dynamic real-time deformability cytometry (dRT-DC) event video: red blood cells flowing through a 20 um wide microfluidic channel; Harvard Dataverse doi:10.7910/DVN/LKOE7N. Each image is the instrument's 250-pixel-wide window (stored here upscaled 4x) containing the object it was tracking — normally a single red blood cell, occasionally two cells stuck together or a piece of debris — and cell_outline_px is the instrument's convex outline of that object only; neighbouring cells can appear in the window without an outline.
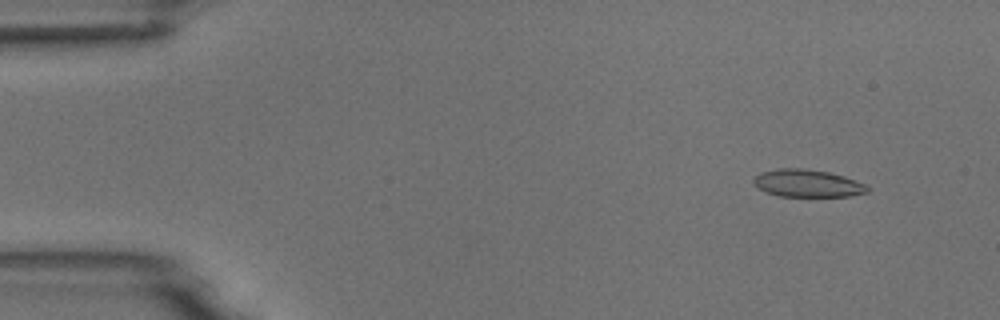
{"species": "common noctule bat (a hibernating species)", "species_latin": "Nyctalus noctula", "temperature_condition": "room temperature", "stored_images_in_passage": 52, "camera_frame_rate_fps": 3000, "um_per_image_px": 0.085, "animal": {"sex": "male", "body_mass_g": 18.8}, "frame": {"image": 1, "passage_image": 3, "time_ms": 0.667, "image_size_px": [1000, 320], "cell_outline_px": [[868, 192], [852, 196], [780, 196], [768, 192], [760, 188], [752, 180], [760, 172], [780, 168], [800, 168], [828, 172], [844, 176], [864, 184], [868, 188]], "centroid_in_image_um": [68.64, 15.58], "position_along_channel_um": 16.4, "area_um2": 17.92}}
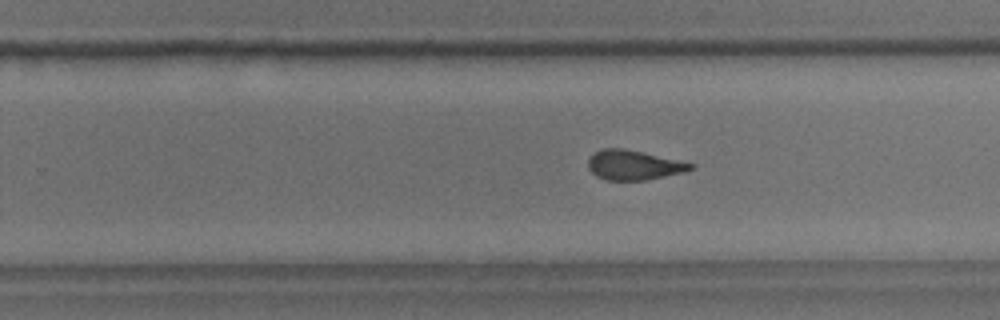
{"frame": {"image": 2, "passage_image": 32, "time_ms": 10.333, "image_size_px": [1000, 320], "cell_outline_px": [[696, 164], [692, 168], [684, 172], [644, 180], [604, 180], [596, 176], [588, 168], [588, 160], [596, 152], [604, 148], [624, 148], [680, 160]], "centroid_in_image_um": [53.87, 14.03], "position_along_channel_um": 275.9, "area_um2": 17.63}}
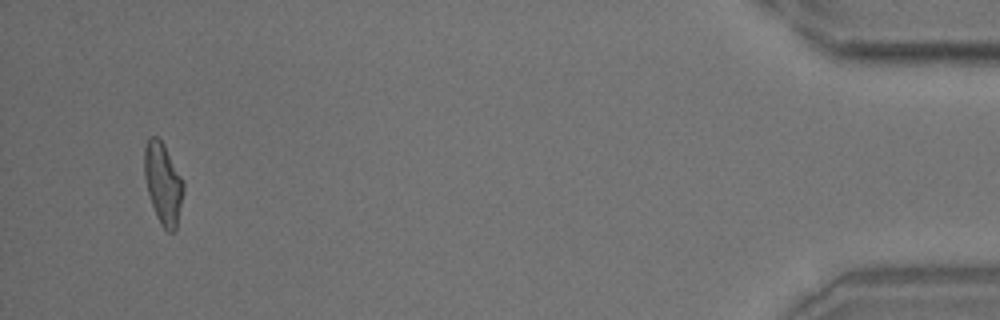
{"frame": {"image": 3, "passage_image": 50, "time_ms": 16.333, "image_size_px": [1000, 320], "cell_outline_px": [[184, 192], [176, 232], [168, 232], [160, 224], [156, 216], [148, 192], [144, 176], [144, 148], [148, 136], [156, 136], [164, 144], [184, 184]], "centroid_in_image_um": [13.86, 15.61], "position_along_channel_um": 421.3, "area_um2": 18.55}, "authors_computed_cell_mechanics": {"area_um2": 18.4093, "velocity_mm_per_s": 3.7185, "shape_relaxation_time_tau1_ms": 6.8142, "shape_relaxation_time_tau2_ms": 1.8176, "deformation_change_tau1": 0.1953, "deformation_change_tau2": 0.0974}}